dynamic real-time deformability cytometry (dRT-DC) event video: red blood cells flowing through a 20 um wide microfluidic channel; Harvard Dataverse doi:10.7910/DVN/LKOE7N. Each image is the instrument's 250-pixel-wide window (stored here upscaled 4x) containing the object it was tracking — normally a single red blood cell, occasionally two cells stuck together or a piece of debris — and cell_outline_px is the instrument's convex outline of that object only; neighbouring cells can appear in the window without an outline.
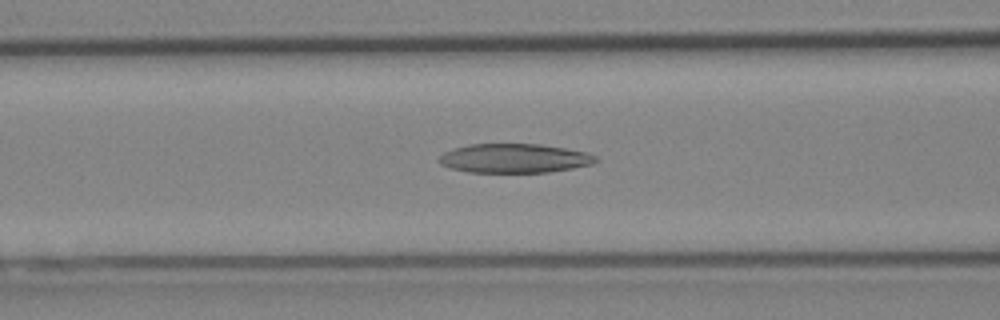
{"species": "Egyptian fruit bat (a non-hibernating species)", "species_latin": "Rousettus aegyptiacus", "temperature_condition": "cold", "stored_images_in_passage": 38, "camera_frame_rate_fps": 3000, "um_per_image_px": 0.085, "animal": {"sex": "female"}, "frame": {"image": 1, "passage_image": 13, "time_ms": 4.0, "image_size_px": [1000, 320], "cell_outline_px": [[600, 160], [592, 164], [572, 168], [548, 172], [468, 172], [452, 168], [440, 164], [436, 160], [444, 152], [468, 144], [540, 144], [564, 148], [584, 152], [596, 156]], "centroid_in_image_um": [43.71, 13.45], "position_along_channel_um": 122.9, "area_um2": 26.47}}
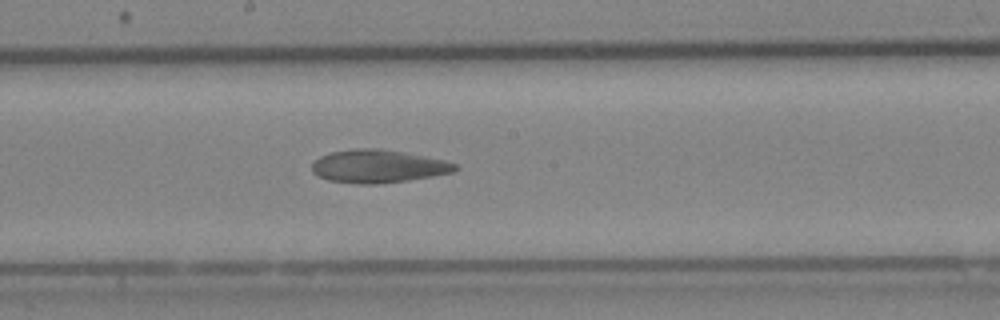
{"frame": {"image": 2, "passage_image": 20, "time_ms": 6.333, "image_size_px": [1000, 320], "cell_outline_px": [[460, 168], [452, 172], [432, 176], [408, 180], [376, 184], [356, 184], [328, 180], [312, 172], [312, 164], [320, 156], [332, 152], [352, 148], [380, 148], [444, 160], [456, 164]], "centroid_in_image_um": [32.12, 14.13], "position_along_channel_um": 216.1, "area_um2": 27.4}}
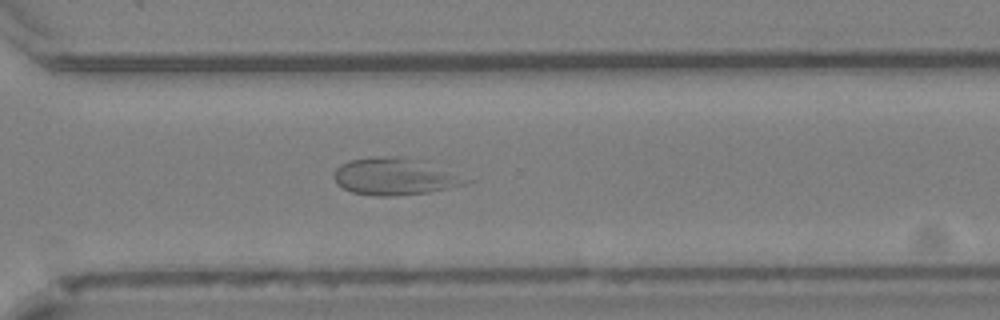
{"frame": {"image": 3, "passage_image": 29, "time_ms": 9.333, "image_size_px": [1000, 320], "cell_outline_px": [[476, 180], [464, 184], [428, 192], [396, 196], [376, 196], [352, 192], [336, 184], [332, 176], [336, 168], [348, 160], [376, 156], [404, 156], [420, 160]], "centroid_in_image_um": [33.54, 14.99], "position_along_channel_um": 337.1, "area_um2": 28.67}, "authors_computed_cell_mechanics": {"area_um2": 27.9174, "velocity_mm_per_s": 4.0244, "shape_relaxation_time_tau1_ms": null, "shape_relaxation_time_tau2_ms": 1.7037, "deformation_change_tau1": null, "deformation_change_tau2": 0.0595}}